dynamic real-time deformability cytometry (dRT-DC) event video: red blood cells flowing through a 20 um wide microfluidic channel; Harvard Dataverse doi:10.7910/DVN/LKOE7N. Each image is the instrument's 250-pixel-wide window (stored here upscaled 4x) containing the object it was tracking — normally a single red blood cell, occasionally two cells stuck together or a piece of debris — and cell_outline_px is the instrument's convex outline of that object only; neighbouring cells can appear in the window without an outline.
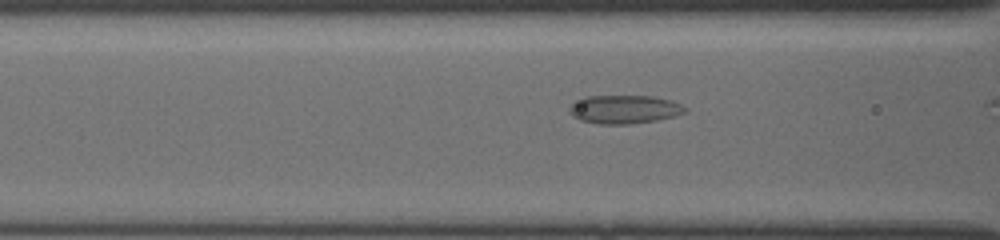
{"species": "common noctule bat (a hibernating species)", "species_latin": "Nyctalus noctula", "temperature_condition": "cold", "stored_images_in_passage": 28, "camera_frame_rate_fps": 3000, "um_per_image_px": 0.085, "animal": {"sex": "female", "body_mass_g": 19.5, "forearm_length_mm": 54.1}, "frame": {"image": 1, "passage_image": 17, "time_ms": 2.333, "image_size_px": [1000, 240], "cell_outline_px": [[684, 112], [676, 116], [656, 120], [628, 124], [596, 124], [580, 120], [572, 116], [568, 112], [568, 108], [572, 104], [584, 96], [652, 96], [668, 100], [680, 104], [684, 108]], "centroid_in_image_um": [52.99, 9.3], "position_along_channel_um": 113.6, "area_um2": 19.07}}
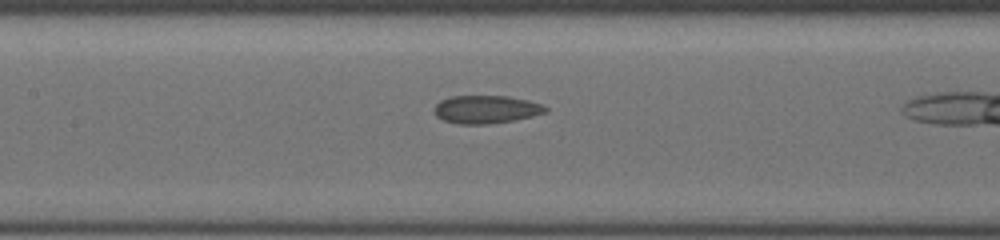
{"frame": {"image": 2, "passage_image": 22, "time_ms": 3.667, "image_size_px": [1000, 240], "cell_outline_px": [[548, 112], [532, 116], [512, 120], [488, 124], [460, 124], [444, 120], [436, 116], [436, 104], [440, 100], [452, 96], [508, 96], [528, 100], [544, 104], [548, 108]], "centroid_in_image_um": [41.37, 9.29], "position_along_channel_um": 166.0, "area_um2": 18.09}}